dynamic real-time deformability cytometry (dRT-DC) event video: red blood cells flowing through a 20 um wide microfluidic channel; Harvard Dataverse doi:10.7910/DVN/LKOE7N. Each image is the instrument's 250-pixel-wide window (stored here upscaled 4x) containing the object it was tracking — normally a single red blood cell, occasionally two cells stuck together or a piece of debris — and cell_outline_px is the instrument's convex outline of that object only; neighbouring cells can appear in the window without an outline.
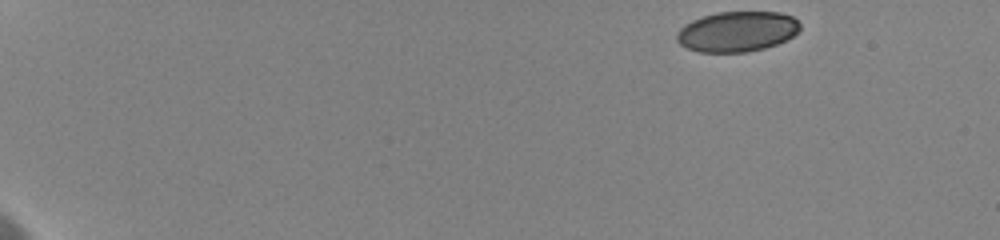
{"species": "human", "species_latin": "Homo sapiens", "temperature_condition": "cold", "stored_images_in_passage": 9, "camera_frame_rate_fps": 3000, "um_per_image_px": 0.085, "donor": {"sex": "female"}, "frame": {"image": 1, "passage_image": 1, "time_ms": 0.0, "image_size_px": [1000, 240], "cell_outline_px": [[800, 28], [792, 36], [776, 44], [764, 48], [744, 52], [700, 52], [688, 48], [680, 44], [676, 40], [676, 32], [684, 24], [692, 20], [716, 12], [780, 12], [792, 16], [800, 24]], "centroid_in_image_um": [62.62, 2.67], "position_along_channel_um": 22.4, "area_um2": 28.84}}